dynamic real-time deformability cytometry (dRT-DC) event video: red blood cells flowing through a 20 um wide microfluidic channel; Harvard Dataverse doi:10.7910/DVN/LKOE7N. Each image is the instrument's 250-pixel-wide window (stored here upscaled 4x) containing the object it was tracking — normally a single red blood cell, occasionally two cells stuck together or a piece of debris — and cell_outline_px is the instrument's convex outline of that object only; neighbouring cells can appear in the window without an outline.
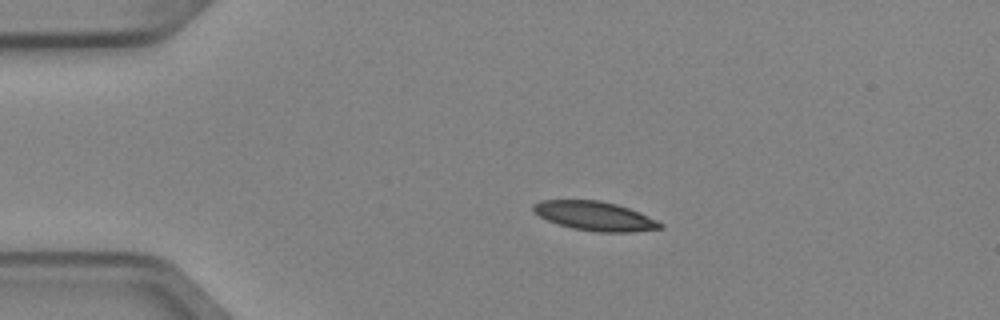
{"species": "Egyptian fruit bat (a non-hibernating species)", "species_latin": "Rousettus aegyptiacus", "temperature_condition": "cold", "stored_images_in_passage": 2, "camera_frame_rate_fps": 3000, "um_per_image_px": 0.085, "animal": {"sex": "female"}, "frame": {"image": 1, "passage_image": 1, "time_ms": 0.0, "image_size_px": [1000, 320], "cell_outline_px": [[664, 228], [632, 232], [596, 232], [572, 228], [548, 220], [532, 212], [532, 204], [540, 200], [600, 200], [616, 204], [640, 212], [664, 224]], "centroid_in_image_um": [50.56, 18.36], "position_along_channel_um": 34.4, "area_um2": 21.62}}